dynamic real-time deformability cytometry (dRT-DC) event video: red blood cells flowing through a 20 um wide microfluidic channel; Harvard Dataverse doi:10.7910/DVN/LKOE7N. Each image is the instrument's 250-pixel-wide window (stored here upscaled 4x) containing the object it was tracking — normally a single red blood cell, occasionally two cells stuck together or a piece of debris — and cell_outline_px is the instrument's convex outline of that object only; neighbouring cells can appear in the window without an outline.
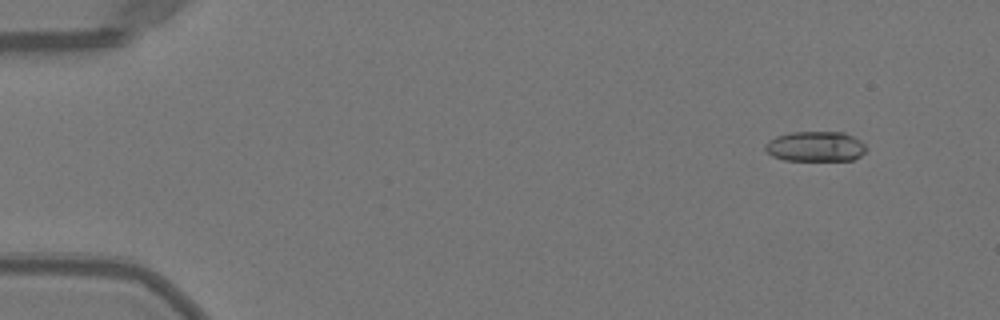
{"species": "Egyptian fruit bat (a non-hibernating species)", "species_latin": "Rousettus aegyptiacus", "temperature_condition": "warm", "stored_images_in_passage": 51, "camera_frame_rate_fps": 3000, "um_per_image_px": 0.085, "animal": {"sex": "female"}, "frame": {"image": 1, "passage_image": 5, "time_ms": 1.333, "image_size_px": [1000, 320], "cell_outline_px": [[868, 148], [860, 156], [852, 160], [784, 160], [772, 156], [764, 148], [764, 144], [768, 140], [776, 136], [792, 132], [844, 132], [860, 140]], "centroid_in_image_um": [69.31, 12.44], "position_along_channel_um": 15.7, "area_um2": 17.8}}
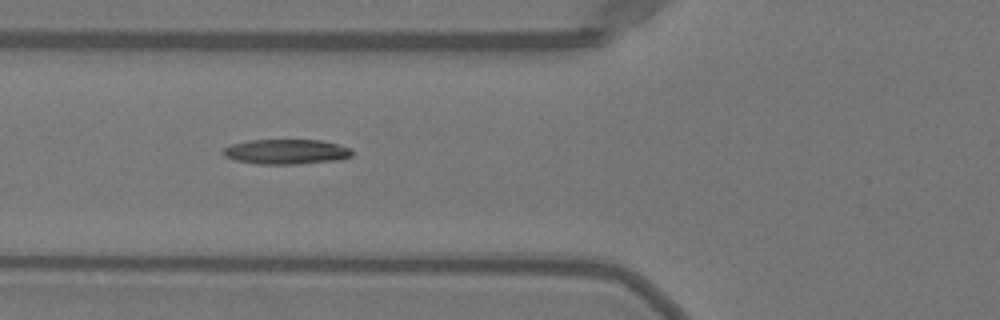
{"frame": {"image": 2, "passage_image": 20, "time_ms": 6.333, "image_size_px": [1000, 320], "cell_outline_px": [[352, 156], [340, 160], [296, 164], [260, 164], [236, 160], [224, 156], [224, 148], [232, 144], [248, 140], [320, 140], [352, 148]], "centroid_in_image_um": [24.37, 12.89], "position_along_channel_um": 101.4, "area_um2": 18.67}}
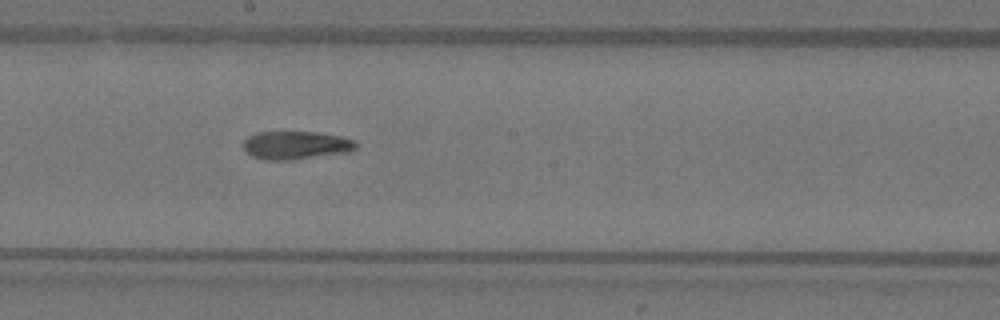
{"frame": {"image": 3, "passage_image": 29, "time_ms": 9.333, "image_size_px": [1000, 320], "cell_outline_px": [[356, 148], [352, 152], [292, 160], [264, 160], [252, 156], [244, 152], [244, 140], [248, 136], [256, 132], [316, 132], [340, 136], [356, 140]], "centroid_in_image_um": [25.16, 12.35], "position_along_channel_um": 223.0, "area_um2": 18.79}, "authors_computed_cell_mechanics": {"area_um2": 18.496, "velocity_mm_per_s": 4.0497, "shape_relaxation_time_tau1_ms": 9.0105, "shape_relaxation_time_tau2_ms": 5.5007, "deformation_change_tau1": 0.2507, "deformation_change_tau2": 0.1488}}